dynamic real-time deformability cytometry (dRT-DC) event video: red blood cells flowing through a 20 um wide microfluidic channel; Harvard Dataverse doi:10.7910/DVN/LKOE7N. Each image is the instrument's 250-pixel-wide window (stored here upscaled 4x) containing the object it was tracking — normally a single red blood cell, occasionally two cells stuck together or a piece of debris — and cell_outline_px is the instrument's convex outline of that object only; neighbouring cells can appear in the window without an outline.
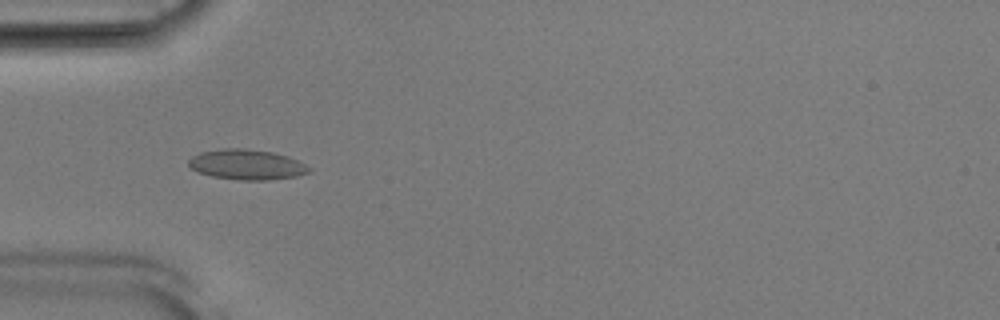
{"species": "Egyptian fruit bat (a non-hibernating species)", "species_latin": "Rousettus aegyptiacus", "temperature_condition": "room temperature", "stored_images_in_passage": 46, "camera_frame_rate_fps": 3000, "um_per_image_px": 0.085, "animal": {"sex": "male"}, "frame": {"image": 1, "passage_image": 10, "time_ms": 3.0, "image_size_px": [1000, 320], "cell_outline_px": [[312, 172], [296, 176], [268, 180], [240, 180], [212, 176], [196, 172], [188, 164], [188, 160], [192, 156], [200, 152], [224, 148], [244, 148], [272, 152], [288, 156], [312, 168]], "centroid_in_image_um": [20.97, 13.99], "position_along_channel_um": 64.0, "area_um2": 21.27}}
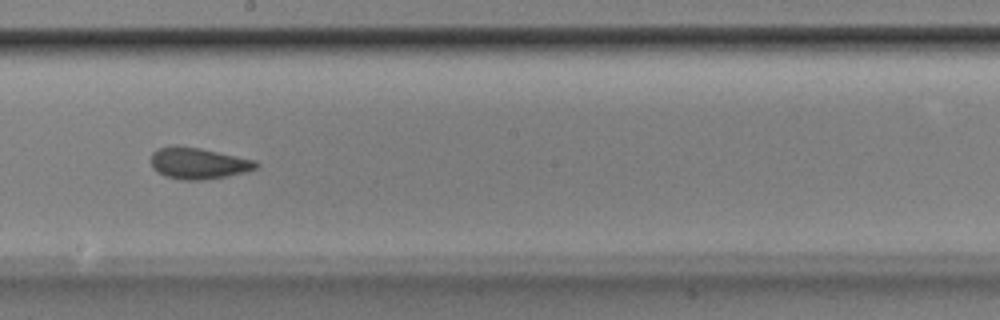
{"frame": {"image": 2, "passage_image": 23, "time_ms": 7.333, "image_size_px": [1000, 320], "cell_outline_px": [[260, 164], [256, 168], [244, 172], [228, 176], [204, 180], [180, 180], [164, 176], [156, 172], [152, 168], [152, 152], [160, 148], [176, 144], [200, 148], [256, 160]], "centroid_in_image_um": [16.84, 13.88], "position_along_channel_um": 231.4, "area_um2": 19.42}}
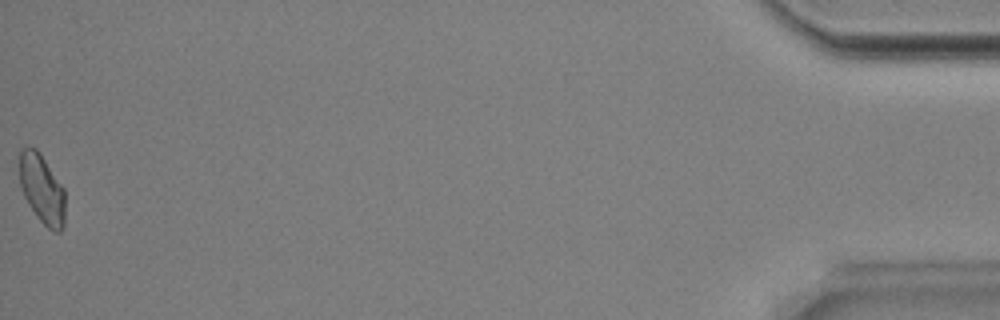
{"frame": {"image": 3, "passage_image": 46, "time_ms": 15.0, "image_size_px": [1000, 320], "cell_outline_px": [[64, 224], [60, 232], [56, 232], [48, 228], [36, 216], [28, 204], [24, 196], [20, 184], [20, 148], [28, 144], [36, 148], [40, 152], [64, 188]], "centroid_in_image_um": [3.55, 16.02], "position_along_channel_um": 431.6, "area_um2": 18.55}, "authors_computed_cell_mechanics": {"area_um2": 19.074, "velocity_mm_per_s": 3.8908, "shape_relaxation_time_tau1_ms": 6.8415, "shape_relaxation_time_tau2_ms": 1.018, "deformation_change_tau1": 0.1186, "deformation_change_tau2": 0.0648}}